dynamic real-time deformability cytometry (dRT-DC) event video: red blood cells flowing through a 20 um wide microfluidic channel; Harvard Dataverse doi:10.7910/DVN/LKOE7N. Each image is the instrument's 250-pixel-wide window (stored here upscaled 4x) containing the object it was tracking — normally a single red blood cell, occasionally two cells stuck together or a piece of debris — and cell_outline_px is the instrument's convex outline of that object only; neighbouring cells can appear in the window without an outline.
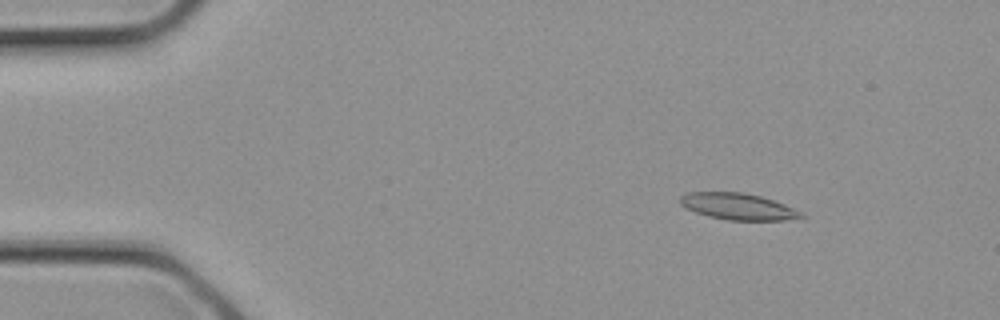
{"species": "common noctule bat (a hibernating species)", "species_latin": "Nyctalus noctula", "temperature_condition": "cold", "stored_images_in_passage": 3, "camera_frame_rate_fps": 3000, "um_per_image_px": 0.085, "animal": {"sex": "female", "body_mass_g": 21.9}, "frame": {"image": 1, "passage_image": 2, "time_ms": 0.333, "image_size_px": [1000, 320], "cell_outline_px": [[808, 216], [784, 220], [728, 220], [708, 216], [696, 212], [680, 204], [680, 196], [688, 192], [744, 192], [760, 196], [784, 204], [804, 212]], "centroid_in_image_um": [62.77, 17.55], "position_along_channel_um": 22.2, "area_um2": 18.67}}